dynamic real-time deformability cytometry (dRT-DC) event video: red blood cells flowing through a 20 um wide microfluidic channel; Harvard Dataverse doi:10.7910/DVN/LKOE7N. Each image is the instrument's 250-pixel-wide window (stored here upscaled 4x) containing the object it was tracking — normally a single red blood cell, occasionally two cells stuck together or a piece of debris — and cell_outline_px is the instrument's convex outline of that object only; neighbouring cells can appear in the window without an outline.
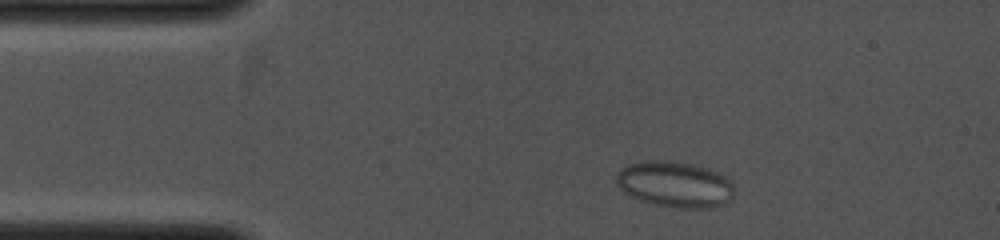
{"species": "common noctule bat (a hibernating species)", "species_latin": "Nyctalus noctula", "temperature_condition": "cold", "stored_images_in_passage": 5, "camera_frame_rate_fps": 4000, "um_per_image_px": 0.085, "animal": {"sex": "female", "body_mass_g": 19.0, "forearm_length_mm": 53.3}, "frame": {"image": 1, "passage_image": 3, "time_ms": 0.75, "image_size_px": [1000, 240], "cell_outline_px": [[732, 196], [724, 204], [696, 208], [688, 208], [660, 204], [640, 200], [624, 192], [616, 184], [616, 172], [620, 168], [628, 164], [648, 160], [664, 160], [692, 164], [708, 168], [728, 176], [732, 180]], "centroid_in_image_um": [57.34, 15.63], "position_along_channel_um": 27.7, "area_um2": 31.27}}
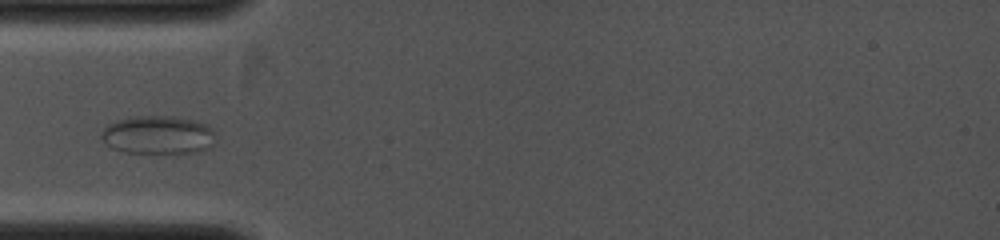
{"frame": {"image": 2, "passage_image": 5, "time_ms": 2.5, "image_size_px": [1000, 240], "cell_outline_px": [[216, 132], [212, 144], [208, 148], [200, 152], [124, 152], [112, 148], [100, 136], [100, 132], [108, 124], [116, 120], [132, 116], [172, 116], [192, 120], [208, 124]], "centroid_in_image_um": [13.44, 11.45], "position_along_channel_um": 71.6, "area_um2": 25.49}}